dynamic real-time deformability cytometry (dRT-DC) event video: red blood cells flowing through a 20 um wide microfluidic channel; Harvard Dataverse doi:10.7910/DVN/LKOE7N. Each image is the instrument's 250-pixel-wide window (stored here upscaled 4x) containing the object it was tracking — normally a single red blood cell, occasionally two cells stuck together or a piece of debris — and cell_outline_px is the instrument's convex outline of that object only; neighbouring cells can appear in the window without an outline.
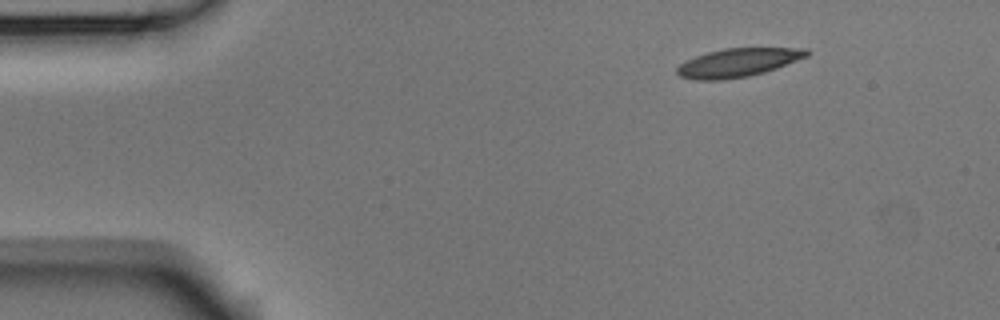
{"species": "Egyptian fruit bat (a non-hibernating species)", "species_latin": "Rousettus aegyptiacus", "temperature_condition": "room temperature", "stored_images_in_passage": 48, "camera_frame_rate_fps": 3000, "um_per_image_px": 0.085, "animal": {"sex": "male"}, "frame": {"image": 1, "passage_image": 1, "time_ms": 0.0, "image_size_px": [1000, 320], "cell_outline_px": [[812, 52], [808, 56], [776, 68], [764, 72], [748, 76], [720, 80], [696, 80], [680, 76], [676, 72], [676, 68], [684, 60], [708, 52], [724, 48], [808, 48]], "centroid_in_image_um": [62.73, 5.31], "position_along_channel_um": 22.3, "area_um2": 21.56}}
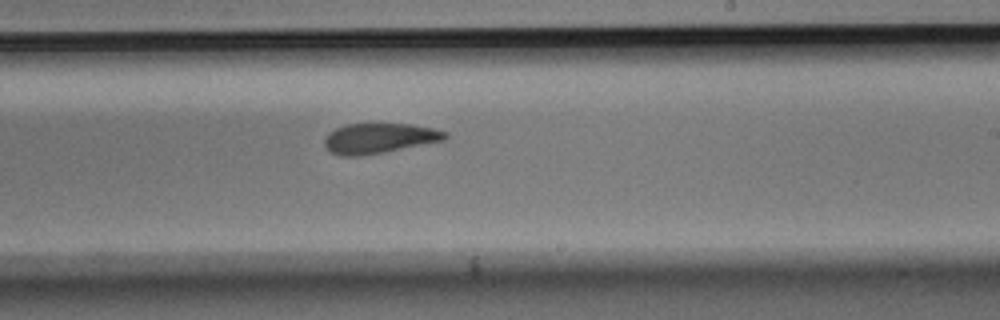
{"frame": {"image": 2, "passage_image": 26, "time_ms": 8.333, "image_size_px": [1000, 320], "cell_outline_px": [[448, 136], [444, 140], [384, 152], [360, 156], [340, 156], [332, 152], [324, 144], [324, 140], [328, 132], [344, 124], [412, 124], [432, 128], [448, 132]], "centroid_in_image_um": [32.22, 11.75], "position_along_channel_um": 256.8, "area_um2": 21.1}}
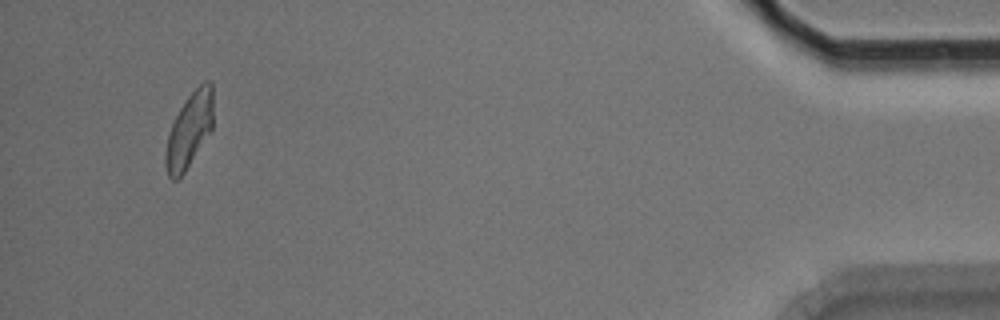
{"frame": {"image": 3, "passage_image": 45, "time_ms": 14.667, "image_size_px": [1000, 320], "cell_outline_px": [[212, 132], [184, 172], [176, 180], [172, 180], [168, 176], [164, 164], [164, 156], [168, 136], [172, 124], [180, 108], [188, 96], [204, 80], [212, 80]], "centroid_in_image_um": [16.09, 11.08], "position_along_channel_um": 419.1, "area_um2": 20.81}, "authors_computed_cell_mechanics": {"area_um2": 21.7617, "velocity_mm_per_s": 3.7333, "shape_relaxation_time_tau1_ms": 4.0016, "shape_relaxation_time_tau2_ms": 2.3672, "deformation_change_tau1": 0.1553, "deformation_change_tau2": 0.0994}}